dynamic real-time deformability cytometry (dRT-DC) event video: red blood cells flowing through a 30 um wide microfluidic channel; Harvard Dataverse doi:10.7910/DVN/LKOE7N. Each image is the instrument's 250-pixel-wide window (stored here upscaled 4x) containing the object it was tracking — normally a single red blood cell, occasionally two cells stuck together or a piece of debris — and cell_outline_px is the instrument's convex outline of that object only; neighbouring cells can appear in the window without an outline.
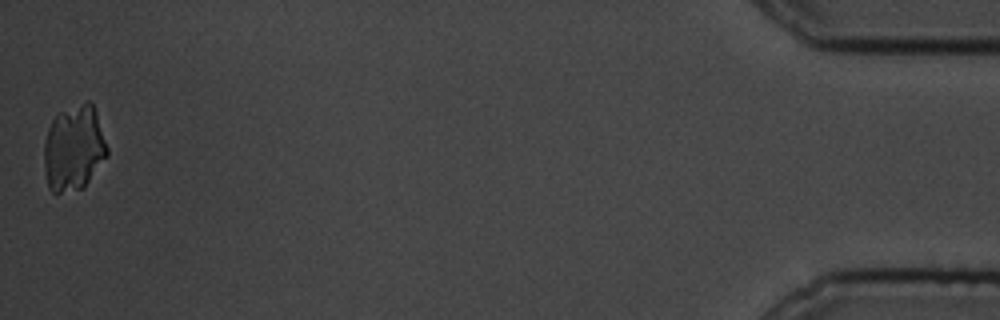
{"species": "common noctule bat (a hibernating species)", "species_latin": "Nyctalus noctula", "temperature_condition": "cold", "stored_images_in_passage": 41, "camera_frame_rate_fps": 3000, "um_per_image_px": 0.085, "animal": {"sex": "male", "body_mass_g": 19.5, "forearm_length_mm": 54.6}, "frame": {"image": 1, "passage_image": 41, "time_ms": 13.333, "image_size_px": [1000, 320], "cell_outline_px": [[108, 156], [84, 188], [56, 196], [48, 188], [44, 172], [44, 144], [48, 128], [52, 120], [60, 112], [88, 100], [92, 104], [96, 112], [108, 148]], "centroid_in_image_um": [6.27, 12.67], "position_along_channel_um": 428.9, "area_um2": 31.96}}